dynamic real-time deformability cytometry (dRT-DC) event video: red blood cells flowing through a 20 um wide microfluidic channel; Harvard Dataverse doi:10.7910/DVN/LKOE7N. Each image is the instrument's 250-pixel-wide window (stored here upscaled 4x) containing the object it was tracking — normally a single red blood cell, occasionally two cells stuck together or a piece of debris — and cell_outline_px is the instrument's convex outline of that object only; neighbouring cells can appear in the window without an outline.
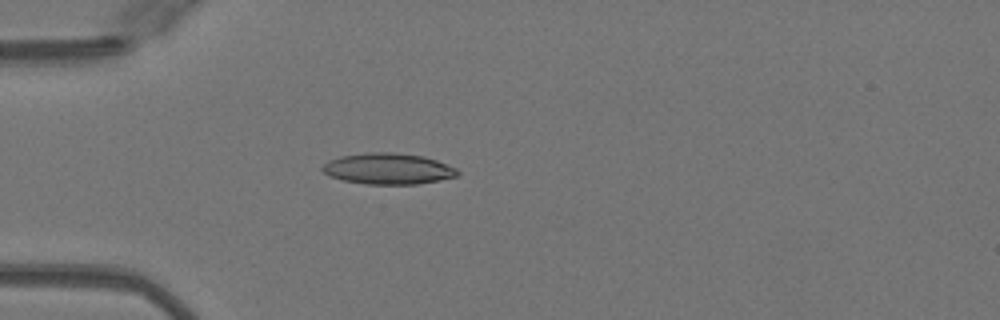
{"species": "Egyptian fruit bat (a non-hibernating species)", "species_latin": "Rousettus aegyptiacus", "temperature_condition": "warm", "stored_images_in_passage": 25, "camera_frame_rate_fps": 3000, "um_per_image_px": 0.085, "animal": {"sex": "female"}, "frame": {"image": 1, "passage_image": 14, "time_ms": 4.333, "image_size_px": [1000, 320], "cell_outline_px": [[460, 172], [456, 176], [440, 180], [416, 184], [364, 184], [344, 180], [332, 176], [324, 172], [320, 168], [328, 160], [340, 156], [368, 152], [392, 152], [424, 156], [436, 160], [456, 168]], "centroid_in_image_um": [32.99, 14.33], "position_along_channel_um": 52.0, "area_um2": 24.39}}
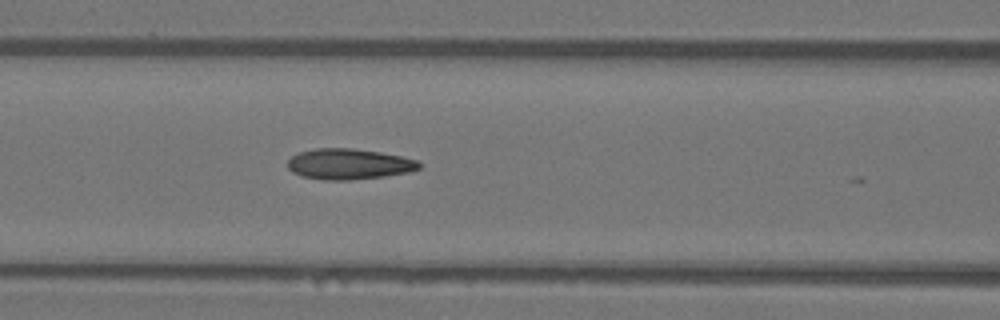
{"frame": {"image": 2, "passage_image": 21, "time_ms": 6.667, "image_size_px": [1000, 320], "cell_outline_px": [[420, 168], [408, 172], [384, 176], [348, 180], [324, 180], [304, 176], [292, 172], [288, 168], [288, 160], [292, 156], [300, 152], [316, 148], [352, 148], [380, 152], [420, 160]], "centroid_in_image_um": [29.67, 13.94], "position_along_channel_um": 136.9, "area_um2": 23.41}}
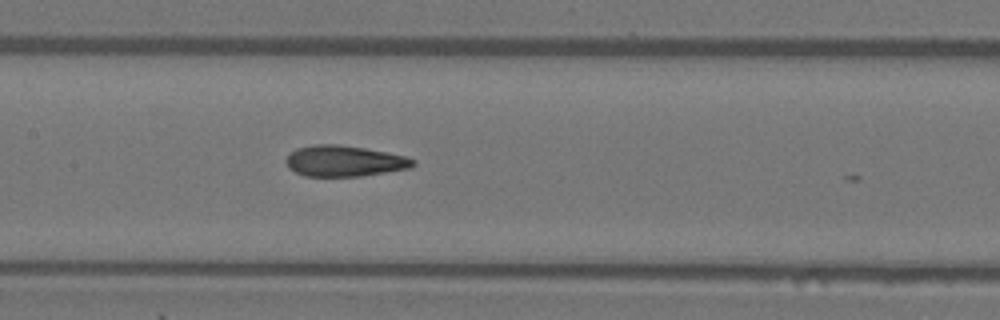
{"frame": {"image": 3, "passage_image": 24, "time_ms": 7.667, "image_size_px": [1000, 320], "cell_outline_px": [[416, 164], [412, 168], [360, 176], [304, 176], [288, 168], [284, 160], [296, 148], [312, 144], [336, 144], [364, 148], [404, 156], [416, 160]], "centroid_in_image_um": [29.25, 13.69], "position_along_channel_um": 178.1, "area_um2": 22.89}}